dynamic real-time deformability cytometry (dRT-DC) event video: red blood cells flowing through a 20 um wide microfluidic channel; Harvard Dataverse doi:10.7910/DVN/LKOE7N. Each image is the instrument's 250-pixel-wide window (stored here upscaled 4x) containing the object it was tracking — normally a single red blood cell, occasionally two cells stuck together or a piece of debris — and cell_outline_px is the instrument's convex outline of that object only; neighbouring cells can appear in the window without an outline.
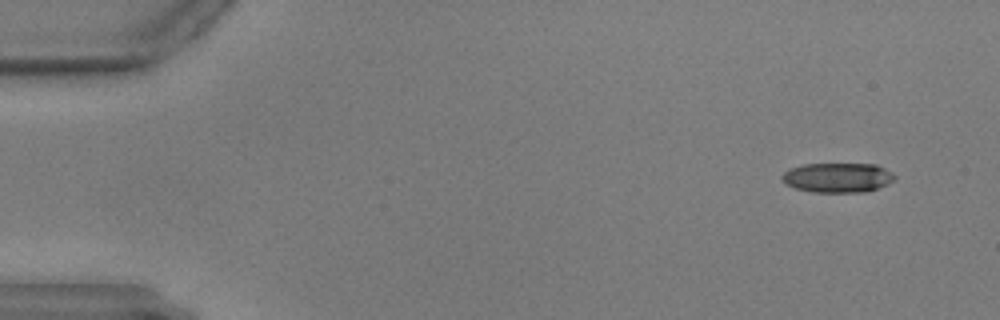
{"species": "common noctule bat (a hibernating species)", "species_latin": "Nyctalus noctula", "temperature_condition": "warm", "stored_images_in_passage": 58, "camera_frame_rate_fps": 3000, "um_per_image_px": 0.085, "animal": {"sex": "male", "body_mass_g": 17.9, "forearm_length_mm": 54.2}, "frame": {"image": 1, "passage_image": 4, "time_ms": 1.0, "image_size_px": [1000, 320], "cell_outline_px": [[896, 176], [888, 184], [864, 192], [812, 192], [796, 188], [784, 184], [780, 180], [780, 176], [788, 168], [804, 164], [876, 164], [892, 172]], "centroid_in_image_um": [71.14, 15.09], "position_along_channel_um": 13.9, "area_um2": 19.59}}
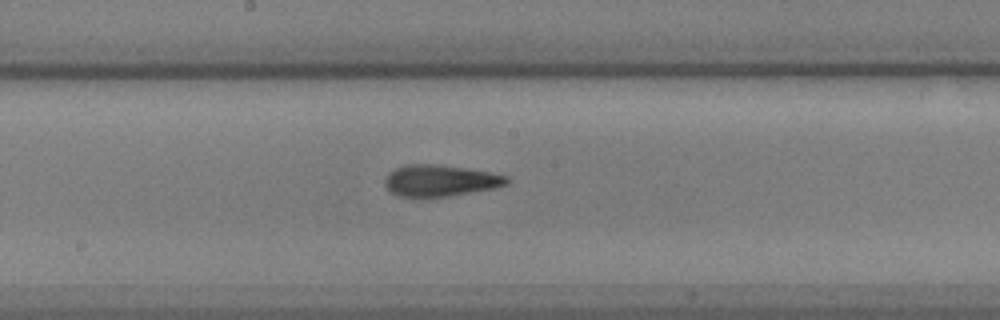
{"frame": {"image": 2, "passage_image": 31, "time_ms": 10.0, "image_size_px": [1000, 320], "cell_outline_px": [[508, 184], [496, 188], [448, 196], [396, 196], [384, 184], [384, 180], [396, 168], [408, 164], [432, 164], [488, 172], [508, 176]], "centroid_in_image_um": [37.43, 15.36], "position_along_channel_um": 210.8, "area_um2": 21.79}}
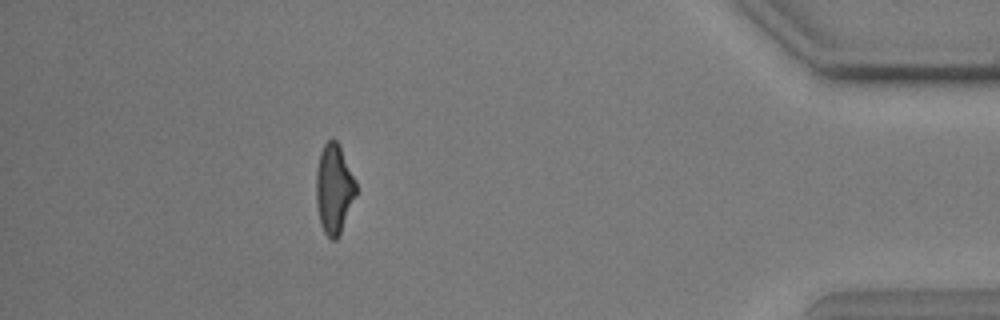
{"frame": {"image": 3, "passage_image": 52, "time_ms": 17.0, "image_size_px": [1000, 320], "cell_outline_px": [[356, 196], [340, 236], [336, 240], [332, 240], [324, 232], [320, 224], [316, 204], [316, 168], [320, 152], [324, 144], [332, 136], [336, 140], [356, 180]], "centroid_in_image_um": [28.39, 16.08], "position_along_channel_um": 406.8, "area_um2": 21.1}}